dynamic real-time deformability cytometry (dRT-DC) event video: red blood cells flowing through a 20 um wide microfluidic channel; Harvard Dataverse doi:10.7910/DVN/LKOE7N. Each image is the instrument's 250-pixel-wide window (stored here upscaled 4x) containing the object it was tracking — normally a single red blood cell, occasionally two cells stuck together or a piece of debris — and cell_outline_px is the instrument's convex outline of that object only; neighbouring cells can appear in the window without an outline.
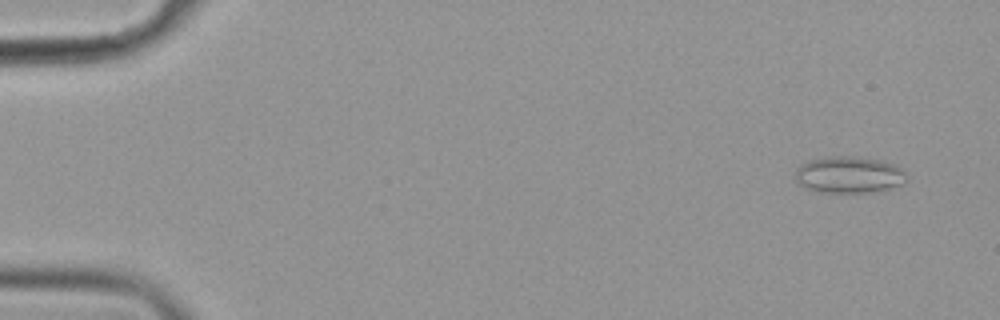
{"species": "common noctule bat (a hibernating species)", "species_latin": "Nyctalus noctula", "temperature_condition": "cold", "stored_images_in_passage": 56, "camera_frame_rate_fps": 3000, "um_per_image_px": 0.085, "animal": {"sex": "female", "body_mass_g": 19.9}, "frame": {"image": 1, "passage_image": 4, "time_ms": 1.0, "image_size_px": [1000, 320], "cell_outline_px": [[908, 180], [904, 184], [888, 188], [868, 192], [824, 192], [808, 188], [800, 184], [796, 180], [796, 168], [800, 164], [808, 160], [828, 156], [852, 156], [884, 160], [896, 164], [908, 176]], "centroid_in_image_um": [72.2, 14.83], "position_along_channel_um": 12.8, "area_um2": 23.87}}
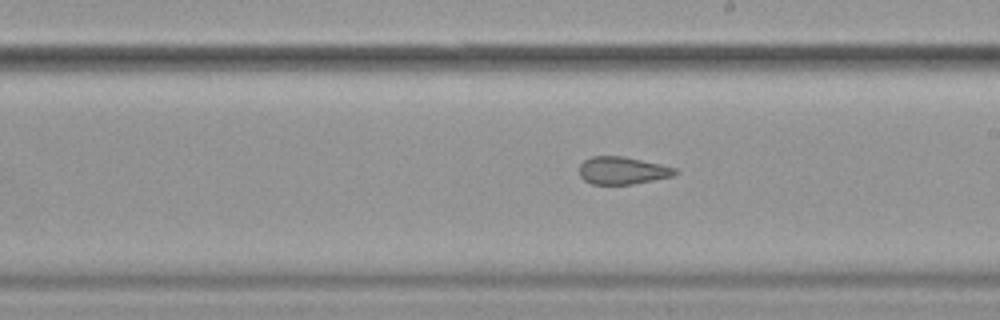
{"frame": {"image": 2, "passage_image": 33, "time_ms": 10.667, "image_size_px": [1000, 320], "cell_outline_px": [[680, 172], [672, 176], [632, 184], [592, 184], [584, 180], [580, 176], [580, 164], [584, 160], [592, 156], [624, 156], [660, 164], [676, 168]], "centroid_in_image_um": [52.91, 14.49], "position_along_channel_um": 236.1, "area_um2": 15.32}}
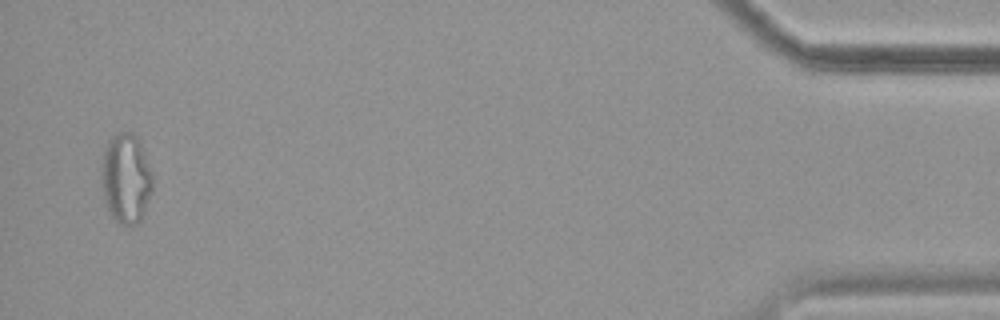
{"frame": {"image": 3, "passage_image": 55, "time_ms": 18.0, "image_size_px": [1000, 320], "cell_outline_px": [[152, 192], [140, 220], [136, 224], [120, 224], [112, 216], [104, 200], [100, 172], [104, 152], [108, 140], [120, 132], [132, 132], [136, 136], [140, 144], [152, 172]], "centroid_in_image_um": [10.7, 15.16], "position_along_channel_um": 424.5, "area_um2": 26.53}, "authors_computed_cell_mechanics": {"area_um2": 19.0451, "velocity_mm_per_s": 3.614, "shape_relaxation_time_tau1_ms": null, "shape_relaxation_time_tau2_ms": 2.0752, "deformation_change_tau1": null, "deformation_change_tau2": 0.1003}}